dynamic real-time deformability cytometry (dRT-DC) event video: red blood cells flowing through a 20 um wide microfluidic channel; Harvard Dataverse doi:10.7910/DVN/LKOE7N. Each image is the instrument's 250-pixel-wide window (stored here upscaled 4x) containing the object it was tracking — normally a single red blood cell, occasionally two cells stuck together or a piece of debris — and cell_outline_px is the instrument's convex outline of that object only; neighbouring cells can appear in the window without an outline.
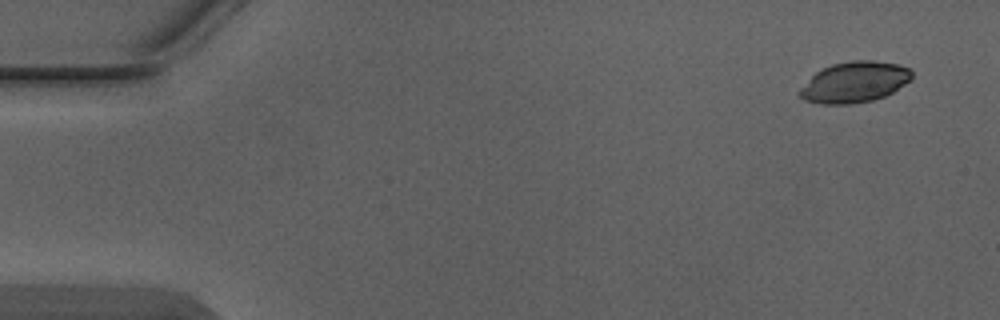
{"species": "Egyptian fruit bat (a non-hibernating species)", "species_latin": "Rousettus aegyptiacus", "temperature_condition": "warm", "stored_images_in_passage": 5, "camera_frame_rate_fps": 3000, "um_per_image_px": 0.085, "animal": {"sex": "male"}, "frame": {"image": 1, "passage_image": 1, "time_ms": 0.0, "image_size_px": [1000, 320], "cell_outline_px": [[912, 80], [892, 92], [884, 96], [872, 100], [848, 104], [820, 104], [804, 100], [796, 92], [816, 72], [832, 64], [852, 60], [872, 60], [896, 64], [908, 68], [912, 72]], "centroid_in_image_um": [72.62, 6.98], "position_along_channel_um": 12.4, "area_um2": 26.59}}
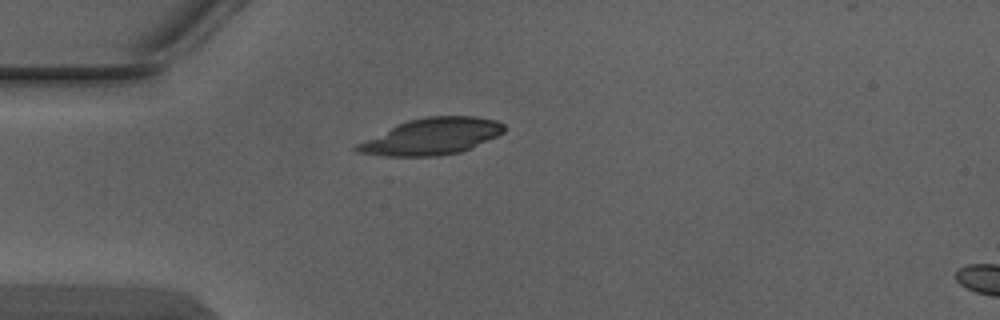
{"frame": {"image": 2, "passage_image": 4, "time_ms": 1.0, "image_size_px": [1000, 320], "cell_outline_px": [[504, 132], [496, 136], [460, 152], [440, 156], [384, 156], [356, 152], [352, 148], [356, 144], [396, 124], [408, 120], [424, 116], [476, 116], [496, 120], [504, 124]], "centroid_in_image_um": [36.65, 11.6], "position_along_channel_um": 48.4, "area_um2": 31.21}}